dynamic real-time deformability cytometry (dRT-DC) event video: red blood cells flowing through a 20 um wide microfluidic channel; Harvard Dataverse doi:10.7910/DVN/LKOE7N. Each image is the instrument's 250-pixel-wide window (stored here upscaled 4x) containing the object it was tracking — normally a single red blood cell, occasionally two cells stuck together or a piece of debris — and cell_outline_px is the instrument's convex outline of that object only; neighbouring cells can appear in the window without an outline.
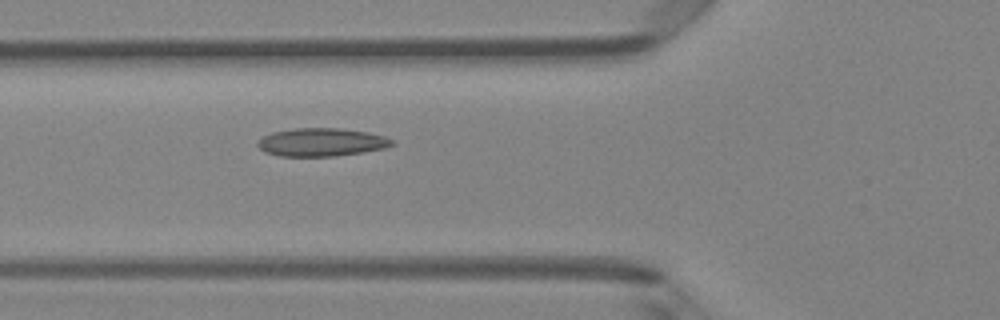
{"species": "Egyptian fruit bat (a non-hibernating species)", "species_latin": "Rousettus aegyptiacus", "temperature_condition": "room temperature", "stored_images_in_passage": 6, "camera_frame_rate_fps": 3000, "um_per_image_px": 0.085, "animal": {"sex": "female"}, "frame": {"image": 1, "passage_image": 6, "time_ms": 5.667, "image_size_px": [1000, 320], "cell_outline_px": [[396, 144], [384, 148], [364, 152], [336, 156], [280, 156], [264, 152], [256, 144], [256, 140], [272, 132], [292, 128], [340, 128], [368, 132], [384, 136], [396, 140]], "centroid_in_image_um": [27.34, 12.08], "position_along_channel_um": 98.5, "area_um2": 22.31}}